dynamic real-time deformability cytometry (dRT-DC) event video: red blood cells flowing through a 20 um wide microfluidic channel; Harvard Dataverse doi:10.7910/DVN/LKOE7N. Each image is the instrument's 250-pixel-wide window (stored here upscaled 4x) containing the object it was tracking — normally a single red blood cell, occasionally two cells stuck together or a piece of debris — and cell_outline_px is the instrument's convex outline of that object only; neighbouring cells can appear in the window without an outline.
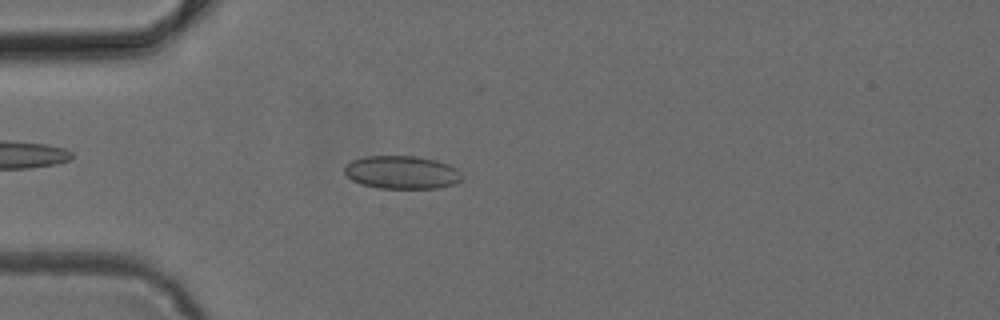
{"species": "common noctule bat (a hibernating species)", "species_latin": "Nyctalus noctula", "temperature_condition": "cold", "stored_images_in_passage": 12, "camera_frame_rate_fps": 3000, "um_per_image_px": 0.085, "animal": {"sex": "female", "body_mass_g": 24.6, "forearm_length_mm": 56.2}, "frame": {"image": 1, "passage_image": 8, "time_ms": 2.333, "image_size_px": [1000, 320], "cell_outline_px": [[460, 180], [452, 184], [440, 188], [380, 188], [360, 184], [352, 180], [344, 172], [344, 164], [352, 160], [364, 156], [416, 156], [436, 160], [448, 164], [456, 168], [460, 172]], "centroid_in_image_um": [34.11, 14.64], "position_along_channel_um": 50.9, "area_um2": 22.66}}
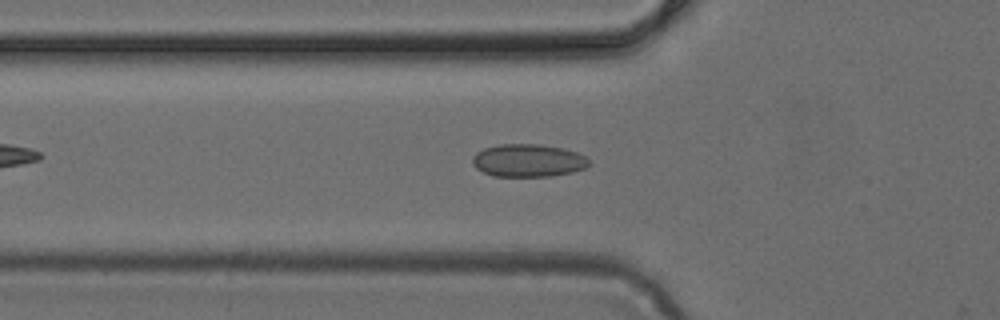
{"frame": {"image": 2, "passage_image": 11, "time_ms": 3.333, "image_size_px": [1000, 320], "cell_outline_px": [[588, 164], [584, 168], [572, 172], [552, 176], [492, 176], [476, 168], [472, 164], [472, 156], [476, 152], [484, 148], [500, 144], [540, 144], [560, 148], [576, 152], [584, 156], [588, 160]], "centroid_in_image_um": [44.84, 13.64], "position_along_channel_um": 81.0, "area_um2": 22.14}}